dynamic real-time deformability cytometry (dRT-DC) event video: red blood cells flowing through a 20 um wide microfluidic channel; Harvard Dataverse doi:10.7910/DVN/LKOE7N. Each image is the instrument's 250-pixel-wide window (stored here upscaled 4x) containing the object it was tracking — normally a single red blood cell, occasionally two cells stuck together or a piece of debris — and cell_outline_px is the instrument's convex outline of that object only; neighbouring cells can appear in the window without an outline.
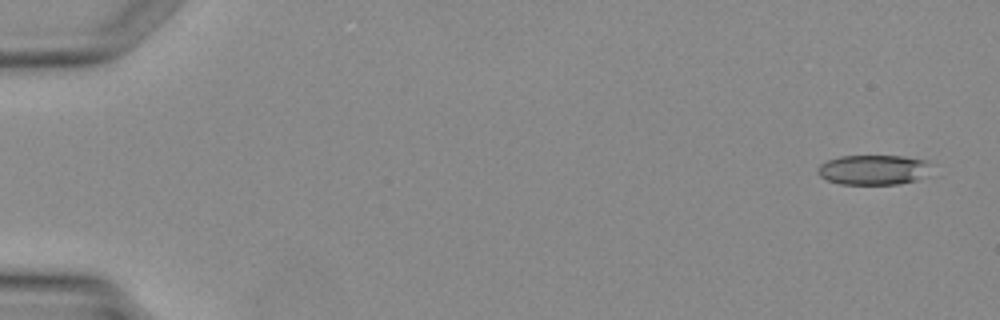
{"species": "Egyptian fruit bat (a non-hibernating species)", "species_latin": "Rousettus aegyptiacus", "temperature_condition": "warm", "stored_images_in_passage": 2, "camera_frame_rate_fps": 3000, "um_per_image_px": 0.085, "animal": {"sex": "female"}, "frame": {"image": 1, "passage_image": 2, "time_ms": 1.667, "image_size_px": [1000, 320], "cell_outline_px": [[928, 176], [916, 180], [900, 184], [840, 184], [828, 180], [820, 176], [816, 172], [816, 168], [820, 164], [828, 160], [840, 156], [904, 156], [928, 160]], "centroid_in_image_um": [74.23, 14.43], "position_along_channel_um": 10.8, "area_um2": 19.94}}